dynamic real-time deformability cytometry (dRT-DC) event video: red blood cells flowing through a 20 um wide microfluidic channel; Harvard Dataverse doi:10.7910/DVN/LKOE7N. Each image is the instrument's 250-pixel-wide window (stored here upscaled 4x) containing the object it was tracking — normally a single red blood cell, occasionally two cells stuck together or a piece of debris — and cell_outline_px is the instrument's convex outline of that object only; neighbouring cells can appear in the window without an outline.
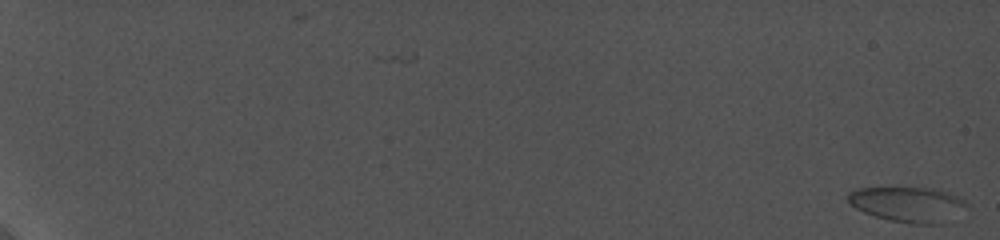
{"species": "common noctule bat (a hibernating species)", "species_latin": "Nyctalus noctula", "temperature_condition": "cold", "stored_images_in_passage": 2, "camera_frame_rate_fps": 5000, "um_per_image_px": 0.085, "animal": {"sex": "female", "body_mass_g": 19.0, "forearm_length_mm": 56.7}, "frame": {"image": 1, "passage_image": 2, "time_ms": 0.6, "image_size_px": [1000, 240], "cell_outline_px": [[968, 204], [944, 224], [912, 224], [888, 220], [864, 212], [856, 208], [848, 200], [848, 192], [856, 188], [936, 188], [956, 196], [964, 200]], "centroid_in_image_um": [77.16, 17.37], "position_along_channel_um": 7.8, "area_um2": 24.1}}